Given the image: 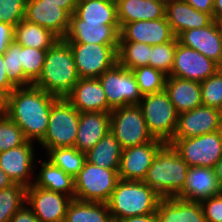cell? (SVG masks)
<instances>
[{
    "label": "cell",
    "instance_id": "obj_34",
    "mask_svg": "<svg viewBox=\"0 0 222 222\" xmlns=\"http://www.w3.org/2000/svg\"><path fill=\"white\" fill-rule=\"evenodd\" d=\"M49 161L75 178L86 162L84 152L75 147L52 148L47 151Z\"/></svg>",
    "mask_w": 222,
    "mask_h": 222
},
{
    "label": "cell",
    "instance_id": "obj_14",
    "mask_svg": "<svg viewBox=\"0 0 222 222\" xmlns=\"http://www.w3.org/2000/svg\"><path fill=\"white\" fill-rule=\"evenodd\" d=\"M164 144V141L155 138L145 144L124 148L120 159L119 178L143 181L155 155Z\"/></svg>",
    "mask_w": 222,
    "mask_h": 222
},
{
    "label": "cell",
    "instance_id": "obj_10",
    "mask_svg": "<svg viewBox=\"0 0 222 222\" xmlns=\"http://www.w3.org/2000/svg\"><path fill=\"white\" fill-rule=\"evenodd\" d=\"M111 109L139 105L142 94L132 70L116 63L98 77Z\"/></svg>",
    "mask_w": 222,
    "mask_h": 222
},
{
    "label": "cell",
    "instance_id": "obj_8",
    "mask_svg": "<svg viewBox=\"0 0 222 222\" xmlns=\"http://www.w3.org/2000/svg\"><path fill=\"white\" fill-rule=\"evenodd\" d=\"M169 144L189 167L214 168L222 157V130L191 138H173Z\"/></svg>",
    "mask_w": 222,
    "mask_h": 222
},
{
    "label": "cell",
    "instance_id": "obj_17",
    "mask_svg": "<svg viewBox=\"0 0 222 222\" xmlns=\"http://www.w3.org/2000/svg\"><path fill=\"white\" fill-rule=\"evenodd\" d=\"M175 37L164 17L126 23L120 29L119 42H140L153 46L172 41Z\"/></svg>",
    "mask_w": 222,
    "mask_h": 222
},
{
    "label": "cell",
    "instance_id": "obj_42",
    "mask_svg": "<svg viewBox=\"0 0 222 222\" xmlns=\"http://www.w3.org/2000/svg\"><path fill=\"white\" fill-rule=\"evenodd\" d=\"M27 0H0V22L16 26L25 17Z\"/></svg>",
    "mask_w": 222,
    "mask_h": 222
},
{
    "label": "cell",
    "instance_id": "obj_56",
    "mask_svg": "<svg viewBox=\"0 0 222 222\" xmlns=\"http://www.w3.org/2000/svg\"><path fill=\"white\" fill-rule=\"evenodd\" d=\"M147 1H167V0H147Z\"/></svg>",
    "mask_w": 222,
    "mask_h": 222
},
{
    "label": "cell",
    "instance_id": "obj_33",
    "mask_svg": "<svg viewBox=\"0 0 222 222\" xmlns=\"http://www.w3.org/2000/svg\"><path fill=\"white\" fill-rule=\"evenodd\" d=\"M151 45L140 42H119L117 63L129 70L149 66Z\"/></svg>",
    "mask_w": 222,
    "mask_h": 222
},
{
    "label": "cell",
    "instance_id": "obj_12",
    "mask_svg": "<svg viewBox=\"0 0 222 222\" xmlns=\"http://www.w3.org/2000/svg\"><path fill=\"white\" fill-rule=\"evenodd\" d=\"M72 197L36 187L26 189V203L30 205L39 222H64Z\"/></svg>",
    "mask_w": 222,
    "mask_h": 222
},
{
    "label": "cell",
    "instance_id": "obj_47",
    "mask_svg": "<svg viewBox=\"0 0 222 222\" xmlns=\"http://www.w3.org/2000/svg\"><path fill=\"white\" fill-rule=\"evenodd\" d=\"M198 11L210 14L213 17L214 0H184Z\"/></svg>",
    "mask_w": 222,
    "mask_h": 222
},
{
    "label": "cell",
    "instance_id": "obj_18",
    "mask_svg": "<svg viewBox=\"0 0 222 222\" xmlns=\"http://www.w3.org/2000/svg\"><path fill=\"white\" fill-rule=\"evenodd\" d=\"M31 141L0 153V166L13 183L31 186L34 148ZM30 179V180H29Z\"/></svg>",
    "mask_w": 222,
    "mask_h": 222
},
{
    "label": "cell",
    "instance_id": "obj_53",
    "mask_svg": "<svg viewBox=\"0 0 222 222\" xmlns=\"http://www.w3.org/2000/svg\"><path fill=\"white\" fill-rule=\"evenodd\" d=\"M6 108V96L0 91V114L5 112Z\"/></svg>",
    "mask_w": 222,
    "mask_h": 222
},
{
    "label": "cell",
    "instance_id": "obj_3",
    "mask_svg": "<svg viewBox=\"0 0 222 222\" xmlns=\"http://www.w3.org/2000/svg\"><path fill=\"white\" fill-rule=\"evenodd\" d=\"M188 164L169 143L155 155L143 182L162 198L177 197L184 189Z\"/></svg>",
    "mask_w": 222,
    "mask_h": 222
},
{
    "label": "cell",
    "instance_id": "obj_19",
    "mask_svg": "<svg viewBox=\"0 0 222 222\" xmlns=\"http://www.w3.org/2000/svg\"><path fill=\"white\" fill-rule=\"evenodd\" d=\"M66 99L79 112H111L98 78H79Z\"/></svg>",
    "mask_w": 222,
    "mask_h": 222
},
{
    "label": "cell",
    "instance_id": "obj_48",
    "mask_svg": "<svg viewBox=\"0 0 222 222\" xmlns=\"http://www.w3.org/2000/svg\"><path fill=\"white\" fill-rule=\"evenodd\" d=\"M43 3L55 4L64 9L70 16L75 13L78 0H42Z\"/></svg>",
    "mask_w": 222,
    "mask_h": 222
},
{
    "label": "cell",
    "instance_id": "obj_52",
    "mask_svg": "<svg viewBox=\"0 0 222 222\" xmlns=\"http://www.w3.org/2000/svg\"><path fill=\"white\" fill-rule=\"evenodd\" d=\"M214 171L217 177L218 184L222 188V157L215 164Z\"/></svg>",
    "mask_w": 222,
    "mask_h": 222
},
{
    "label": "cell",
    "instance_id": "obj_30",
    "mask_svg": "<svg viewBox=\"0 0 222 222\" xmlns=\"http://www.w3.org/2000/svg\"><path fill=\"white\" fill-rule=\"evenodd\" d=\"M122 150V146L109 131L92 149L85 153L86 161L118 172Z\"/></svg>",
    "mask_w": 222,
    "mask_h": 222
},
{
    "label": "cell",
    "instance_id": "obj_31",
    "mask_svg": "<svg viewBox=\"0 0 222 222\" xmlns=\"http://www.w3.org/2000/svg\"><path fill=\"white\" fill-rule=\"evenodd\" d=\"M14 40L21 46L47 51L58 37L49 29L23 19L14 27Z\"/></svg>",
    "mask_w": 222,
    "mask_h": 222
},
{
    "label": "cell",
    "instance_id": "obj_46",
    "mask_svg": "<svg viewBox=\"0 0 222 222\" xmlns=\"http://www.w3.org/2000/svg\"><path fill=\"white\" fill-rule=\"evenodd\" d=\"M16 87L7 78V70L4 67L3 54H0V91L7 97Z\"/></svg>",
    "mask_w": 222,
    "mask_h": 222
},
{
    "label": "cell",
    "instance_id": "obj_32",
    "mask_svg": "<svg viewBox=\"0 0 222 222\" xmlns=\"http://www.w3.org/2000/svg\"><path fill=\"white\" fill-rule=\"evenodd\" d=\"M64 222H113L108 204L73 199Z\"/></svg>",
    "mask_w": 222,
    "mask_h": 222
},
{
    "label": "cell",
    "instance_id": "obj_9",
    "mask_svg": "<svg viewBox=\"0 0 222 222\" xmlns=\"http://www.w3.org/2000/svg\"><path fill=\"white\" fill-rule=\"evenodd\" d=\"M110 131L123 149L145 144L155 139L149 132L142 110L138 105L112 109Z\"/></svg>",
    "mask_w": 222,
    "mask_h": 222
},
{
    "label": "cell",
    "instance_id": "obj_22",
    "mask_svg": "<svg viewBox=\"0 0 222 222\" xmlns=\"http://www.w3.org/2000/svg\"><path fill=\"white\" fill-rule=\"evenodd\" d=\"M177 38L183 46L200 52L218 65L222 64V42L215 20L208 26L183 31Z\"/></svg>",
    "mask_w": 222,
    "mask_h": 222
},
{
    "label": "cell",
    "instance_id": "obj_7",
    "mask_svg": "<svg viewBox=\"0 0 222 222\" xmlns=\"http://www.w3.org/2000/svg\"><path fill=\"white\" fill-rule=\"evenodd\" d=\"M119 180L116 170L102 168L86 161L74 178V199L107 203Z\"/></svg>",
    "mask_w": 222,
    "mask_h": 222
},
{
    "label": "cell",
    "instance_id": "obj_39",
    "mask_svg": "<svg viewBox=\"0 0 222 222\" xmlns=\"http://www.w3.org/2000/svg\"><path fill=\"white\" fill-rule=\"evenodd\" d=\"M27 141L20 126L5 113L0 114V153L23 145Z\"/></svg>",
    "mask_w": 222,
    "mask_h": 222
},
{
    "label": "cell",
    "instance_id": "obj_27",
    "mask_svg": "<svg viewBox=\"0 0 222 222\" xmlns=\"http://www.w3.org/2000/svg\"><path fill=\"white\" fill-rule=\"evenodd\" d=\"M165 4L166 1L116 0L120 28L134 21L164 18Z\"/></svg>",
    "mask_w": 222,
    "mask_h": 222
},
{
    "label": "cell",
    "instance_id": "obj_5",
    "mask_svg": "<svg viewBox=\"0 0 222 222\" xmlns=\"http://www.w3.org/2000/svg\"><path fill=\"white\" fill-rule=\"evenodd\" d=\"M80 113L66 98H58L51 107L48 128L39 142L48 151L52 148L74 147Z\"/></svg>",
    "mask_w": 222,
    "mask_h": 222
},
{
    "label": "cell",
    "instance_id": "obj_15",
    "mask_svg": "<svg viewBox=\"0 0 222 222\" xmlns=\"http://www.w3.org/2000/svg\"><path fill=\"white\" fill-rule=\"evenodd\" d=\"M222 130V111L201 105L178 114L173 138H191Z\"/></svg>",
    "mask_w": 222,
    "mask_h": 222
},
{
    "label": "cell",
    "instance_id": "obj_45",
    "mask_svg": "<svg viewBox=\"0 0 222 222\" xmlns=\"http://www.w3.org/2000/svg\"><path fill=\"white\" fill-rule=\"evenodd\" d=\"M27 206L29 205L25 202V204L13 215L10 222H39L32 208Z\"/></svg>",
    "mask_w": 222,
    "mask_h": 222
},
{
    "label": "cell",
    "instance_id": "obj_37",
    "mask_svg": "<svg viewBox=\"0 0 222 222\" xmlns=\"http://www.w3.org/2000/svg\"><path fill=\"white\" fill-rule=\"evenodd\" d=\"M132 72L142 96L165 90L167 75L162 71L151 66H141L132 70Z\"/></svg>",
    "mask_w": 222,
    "mask_h": 222
},
{
    "label": "cell",
    "instance_id": "obj_36",
    "mask_svg": "<svg viewBox=\"0 0 222 222\" xmlns=\"http://www.w3.org/2000/svg\"><path fill=\"white\" fill-rule=\"evenodd\" d=\"M26 186L14 183L0 190V222H10L26 202Z\"/></svg>",
    "mask_w": 222,
    "mask_h": 222
},
{
    "label": "cell",
    "instance_id": "obj_6",
    "mask_svg": "<svg viewBox=\"0 0 222 222\" xmlns=\"http://www.w3.org/2000/svg\"><path fill=\"white\" fill-rule=\"evenodd\" d=\"M143 113L149 132L154 138L169 143L176 131L178 113L163 90L144 95L138 105Z\"/></svg>",
    "mask_w": 222,
    "mask_h": 222
},
{
    "label": "cell",
    "instance_id": "obj_26",
    "mask_svg": "<svg viewBox=\"0 0 222 222\" xmlns=\"http://www.w3.org/2000/svg\"><path fill=\"white\" fill-rule=\"evenodd\" d=\"M159 222H207L200 202L162 198L156 210Z\"/></svg>",
    "mask_w": 222,
    "mask_h": 222
},
{
    "label": "cell",
    "instance_id": "obj_23",
    "mask_svg": "<svg viewBox=\"0 0 222 222\" xmlns=\"http://www.w3.org/2000/svg\"><path fill=\"white\" fill-rule=\"evenodd\" d=\"M221 192L214 168L189 167L184 189L177 197L200 202Z\"/></svg>",
    "mask_w": 222,
    "mask_h": 222
},
{
    "label": "cell",
    "instance_id": "obj_51",
    "mask_svg": "<svg viewBox=\"0 0 222 222\" xmlns=\"http://www.w3.org/2000/svg\"><path fill=\"white\" fill-rule=\"evenodd\" d=\"M14 184L0 166V190Z\"/></svg>",
    "mask_w": 222,
    "mask_h": 222
},
{
    "label": "cell",
    "instance_id": "obj_28",
    "mask_svg": "<svg viewBox=\"0 0 222 222\" xmlns=\"http://www.w3.org/2000/svg\"><path fill=\"white\" fill-rule=\"evenodd\" d=\"M74 14L86 23L119 24L116 0H78Z\"/></svg>",
    "mask_w": 222,
    "mask_h": 222
},
{
    "label": "cell",
    "instance_id": "obj_16",
    "mask_svg": "<svg viewBox=\"0 0 222 222\" xmlns=\"http://www.w3.org/2000/svg\"><path fill=\"white\" fill-rule=\"evenodd\" d=\"M120 29L119 24L86 23L72 14L64 39L68 43L113 45L118 50Z\"/></svg>",
    "mask_w": 222,
    "mask_h": 222
},
{
    "label": "cell",
    "instance_id": "obj_2",
    "mask_svg": "<svg viewBox=\"0 0 222 222\" xmlns=\"http://www.w3.org/2000/svg\"><path fill=\"white\" fill-rule=\"evenodd\" d=\"M78 80L72 49L64 38H58L47 50L42 72L33 85L57 98H66Z\"/></svg>",
    "mask_w": 222,
    "mask_h": 222
},
{
    "label": "cell",
    "instance_id": "obj_29",
    "mask_svg": "<svg viewBox=\"0 0 222 222\" xmlns=\"http://www.w3.org/2000/svg\"><path fill=\"white\" fill-rule=\"evenodd\" d=\"M39 174L33 184L39 188H45L54 192L66 194L74 199L75 181L74 178L65 173L61 168L53 165L49 160L42 161Z\"/></svg>",
    "mask_w": 222,
    "mask_h": 222
},
{
    "label": "cell",
    "instance_id": "obj_50",
    "mask_svg": "<svg viewBox=\"0 0 222 222\" xmlns=\"http://www.w3.org/2000/svg\"><path fill=\"white\" fill-rule=\"evenodd\" d=\"M213 20H222V0H214Z\"/></svg>",
    "mask_w": 222,
    "mask_h": 222
},
{
    "label": "cell",
    "instance_id": "obj_4",
    "mask_svg": "<svg viewBox=\"0 0 222 222\" xmlns=\"http://www.w3.org/2000/svg\"><path fill=\"white\" fill-rule=\"evenodd\" d=\"M162 199L143 181L119 180L107 202L113 222L156 213Z\"/></svg>",
    "mask_w": 222,
    "mask_h": 222
},
{
    "label": "cell",
    "instance_id": "obj_13",
    "mask_svg": "<svg viewBox=\"0 0 222 222\" xmlns=\"http://www.w3.org/2000/svg\"><path fill=\"white\" fill-rule=\"evenodd\" d=\"M218 71V64L200 52L177 43L170 77L201 83Z\"/></svg>",
    "mask_w": 222,
    "mask_h": 222
},
{
    "label": "cell",
    "instance_id": "obj_1",
    "mask_svg": "<svg viewBox=\"0 0 222 222\" xmlns=\"http://www.w3.org/2000/svg\"><path fill=\"white\" fill-rule=\"evenodd\" d=\"M57 99L34 85L16 87L6 97L4 113L20 126L28 141L40 142L48 128L52 104Z\"/></svg>",
    "mask_w": 222,
    "mask_h": 222
},
{
    "label": "cell",
    "instance_id": "obj_41",
    "mask_svg": "<svg viewBox=\"0 0 222 222\" xmlns=\"http://www.w3.org/2000/svg\"><path fill=\"white\" fill-rule=\"evenodd\" d=\"M200 84L203 105L222 111V74L217 71Z\"/></svg>",
    "mask_w": 222,
    "mask_h": 222
},
{
    "label": "cell",
    "instance_id": "obj_20",
    "mask_svg": "<svg viewBox=\"0 0 222 222\" xmlns=\"http://www.w3.org/2000/svg\"><path fill=\"white\" fill-rule=\"evenodd\" d=\"M24 19L49 29L58 38H64L69 28L70 15L55 4L27 0Z\"/></svg>",
    "mask_w": 222,
    "mask_h": 222
},
{
    "label": "cell",
    "instance_id": "obj_49",
    "mask_svg": "<svg viewBox=\"0 0 222 222\" xmlns=\"http://www.w3.org/2000/svg\"><path fill=\"white\" fill-rule=\"evenodd\" d=\"M117 222H159V219L156 213H151L142 216L128 217Z\"/></svg>",
    "mask_w": 222,
    "mask_h": 222
},
{
    "label": "cell",
    "instance_id": "obj_43",
    "mask_svg": "<svg viewBox=\"0 0 222 222\" xmlns=\"http://www.w3.org/2000/svg\"><path fill=\"white\" fill-rule=\"evenodd\" d=\"M207 222H222V192L200 201Z\"/></svg>",
    "mask_w": 222,
    "mask_h": 222
},
{
    "label": "cell",
    "instance_id": "obj_38",
    "mask_svg": "<svg viewBox=\"0 0 222 222\" xmlns=\"http://www.w3.org/2000/svg\"><path fill=\"white\" fill-rule=\"evenodd\" d=\"M178 38L175 37L167 43L151 46L149 66L162 71L169 76L173 67L174 55Z\"/></svg>",
    "mask_w": 222,
    "mask_h": 222
},
{
    "label": "cell",
    "instance_id": "obj_55",
    "mask_svg": "<svg viewBox=\"0 0 222 222\" xmlns=\"http://www.w3.org/2000/svg\"><path fill=\"white\" fill-rule=\"evenodd\" d=\"M218 71L222 74V64L218 65Z\"/></svg>",
    "mask_w": 222,
    "mask_h": 222
},
{
    "label": "cell",
    "instance_id": "obj_24",
    "mask_svg": "<svg viewBox=\"0 0 222 222\" xmlns=\"http://www.w3.org/2000/svg\"><path fill=\"white\" fill-rule=\"evenodd\" d=\"M110 131V112L80 113L74 147L86 153Z\"/></svg>",
    "mask_w": 222,
    "mask_h": 222
},
{
    "label": "cell",
    "instance_id": "obj_11",
    "mask_svg": "<svg viewBox=\"0 0 222 222\" xmlns=\"http://www.w3.org/2000/svg\"><path fill=\"white\" fill-rule=\"evenodd\" d=\"M68 44L72 49L79 78H98L117 63V49L113 45Z\"/></svg>",
    "mask_w": 222,
    "mask_h": 222
},
{
    "label": "cell",
    "instance_id": "obj_44",
    "mask_svg": "<svg viewBox=\"0 0 222 222\" xmlns=\"http://www.w3.org/2000/svg\"><path fill=\"white\" fill-rule=\"evenodd\" d=\"M14 40V26L0 22V54H4Z\"/></svg>",
    "mask_w": 222,
    "mask_h": 222
},
{
    "label": "cell",
    "instance_id": "obj_21",
    "mask_svg": "<svg viewBox=\"0 0 222 222\" xmlns=\"http://www.w3.org/2000/svg\"><path fill=\"white\" fill-rule=\"evenodd\" d=\"M165 18L176 37L183 31L202 28L214 21L210 14L196 10L184 0H167Z\"/></svg>",
    "mask_w": 222,
    "mask_h": 222
},
{
    "label": "cell",
    "instance_id": "obj_54",
    "mask_svg": "<svg viewBox=\"0 0 222 222\" xmlns=\"http://www.w3.org/2000/svg\"><path fill=\"white\" fill-rule=\"evenodd\" d=\"M216 26H217V29L219 31L220 40L222 42V20H217L216 21Z\"/></svg>",
    "mask_w": 222,
    "mask_h": 222
},
{
    "label": "cell",
    "instance_id": "obj_35",
    "mask_svg": "<svg viewBox=\"0 0 222 222\" xmlns=\"http://www.w3.org/2000/svg\"><path fill=\"white\" fill-rule=\"evenodd\" d=\"M7 78L15 87H26L33 83L24 75L21 63V45L13 40L3 54Z\"/></svg>",
    "mask_w": 222,
    "mask_h": 222
},
{
    "label": "cell",
    "instance_id": "obj_25",
    "mask_svg": "<svg viewBox=\"0 0 222 222\" xmlns=\"http://www.w3.org/2000/svg\"><path fill=\"white\" fill-rule=\"evenodd\" d=\"M165 91L178 114L203 105L199 82L167 76Z\"/></svg>",
    "mask_w": 222,
    "mask_h": 222
},
{
    "label": "cell",
    "instance_id": "obj_40",
    "mask_svg": "<svg viewBox=\"0 0 222 222\" xmlns=\"http://www.w3.org/2000/svg\"><path fill=\"white\" fill-rule=\"evenodd\" d=\"M46 50L21 46V63L24 75L34 83L40 76L46 57Z\"/></svg>",
    "mask_w": 222,
    "mask_h": 222
}]
</instances>
